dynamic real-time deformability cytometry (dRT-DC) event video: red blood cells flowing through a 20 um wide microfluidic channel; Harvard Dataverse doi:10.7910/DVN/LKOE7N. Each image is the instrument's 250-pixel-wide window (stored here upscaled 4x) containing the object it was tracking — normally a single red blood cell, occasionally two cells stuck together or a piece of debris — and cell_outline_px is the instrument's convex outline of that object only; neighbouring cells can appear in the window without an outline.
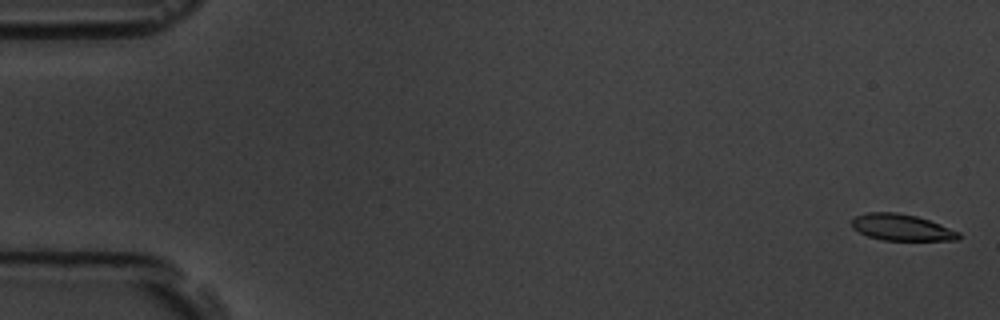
{"species": "common noctule bat (a hibernating species)", "species_latin": "Nyctalus noctula", "temperature_condition": "room temperature", "stored_images_in_passage": 7, "camera_frame_rate_fps": 3000, "um_per_image_px": 0.085, "animal": {"sex": "male", "body_mass_g": 19.5, "forearm_length_mm": 54.6}, "frame": {"image": 1, "passage_image": 1, "time_ms": 0.0, "image_size_px": [1000, 320], "cell_outline_px": [[960, 240], [884, 240], [868, 236], [852, 228], [852, 220], [856, 216], [868, 212], [896, 212], [916, 216], [940, 224], [960, 232]], "centroid_in_image_um": [76.65, 19.33], "position_along_channel_um": 8.4, "area_um2": 16.36}}
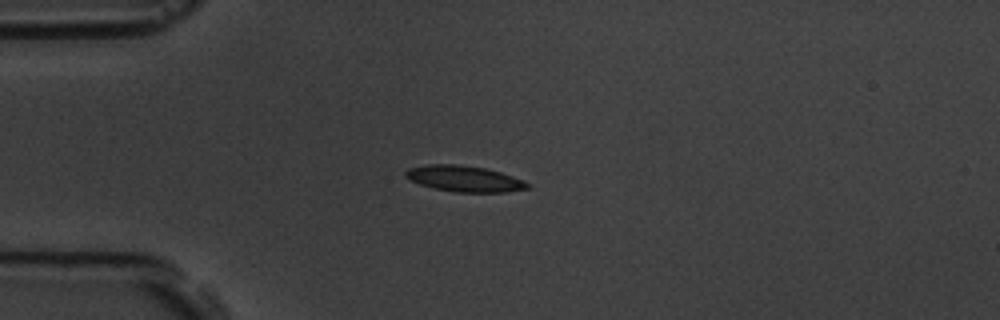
{"frame": {"image": 2, "passage_image": 5, "time_ms": 4.667, "image_size_px": [1000, 320], "cell_outline_px": [[528, 188], [504, 192], [456, 192], [436, 188], [420, 184], [408, 180], [404, 176], [404, 172], [408, 168], [424, 164], [456, 164], [484, 168], [500, 172], [524, 180], [528, 184]], "centroid_in_image_um": [39.4, 15.18], "position_along_channel_um": 45.6, "area_um2": 18.38}}
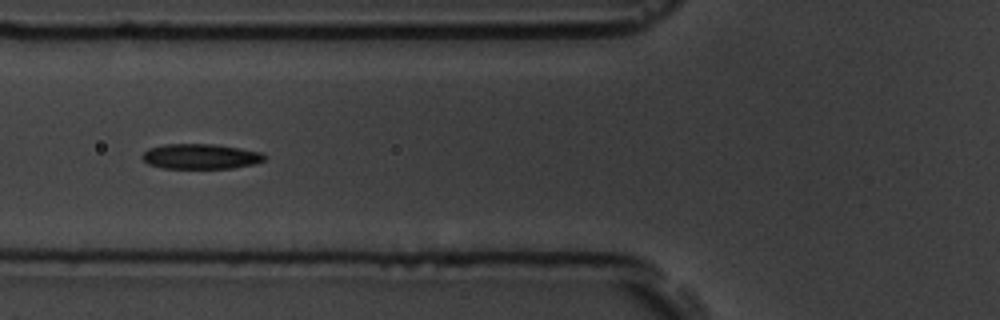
{"frame": {"image": 3, "passage_image": 7, "time_ms": 7.0, "image_size_px": [1000, 320], "cell_outline_px": [[268, 156], [264, 160], [252, 164], [232, 168], [164, 168], [148, 164], [140, 156], [148, 148], [164, 144], [212, 144], [240, 148], [264, 152]], "centroid_in_image_um": [17.06, 13.29], "position_along_channel_um": 108.7, "area_um2": 17.98}}